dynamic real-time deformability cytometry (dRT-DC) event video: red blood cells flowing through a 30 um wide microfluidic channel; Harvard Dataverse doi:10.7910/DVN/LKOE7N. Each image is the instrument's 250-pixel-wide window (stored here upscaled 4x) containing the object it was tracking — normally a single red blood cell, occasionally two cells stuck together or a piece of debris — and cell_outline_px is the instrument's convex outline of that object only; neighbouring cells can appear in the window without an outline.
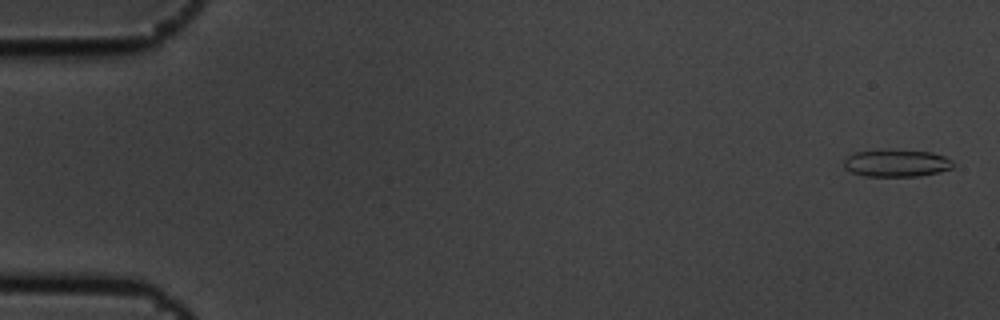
{"species": "common noctule bat (a hibernating species)", "species_latin": "Nyctalus noctula", "temperature_condition": "cold", "stored_images_in_passage": 15, "camera_frame_rate_fps": 3000, "um_per_image_px": 0.085, "animal": {"sex": "male", "body_mass_g": 19.5, "forearm_length_mm": 54.6}, "frame": {"image": 1, "passage_image": 1, "time_ms": 0.0, "image_size_px": [1000, 320], "cell_outline_px": [[952, 168], [940, 172], [920, 176], [864, 176], [852, 172], [844, 168], [844, 160], [848, 156], [856, 152], [880, 148], [932, 152], [944, 156], [952, 160]], "centroid_in_image_um": [76.18, 13.85], "position_along_channel_um": 8.8, "area_um2": 17.69}}
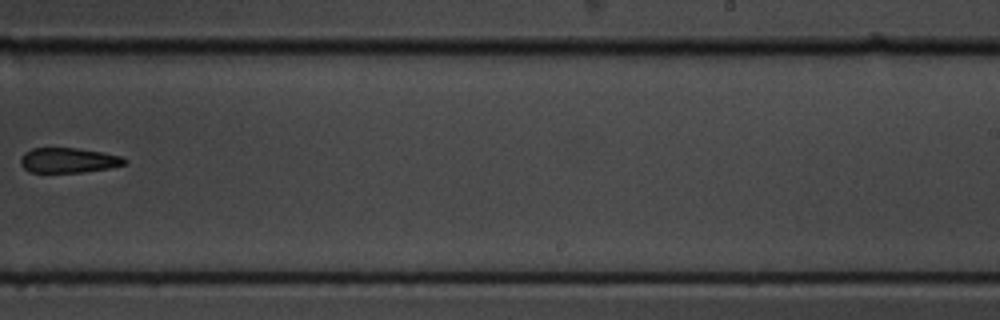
{"frame": {"image": 2, "passage_image": 10, "time_ms": 3.0, "image_size_px": [1000, 320], "cell_outline_px": [[128, 160], [124, 164], [108, 168], [84, 172], [28, 172], [20, 164], [20, 156], [24, 152], [32, 148], [76, 148], [104, 152], [120, 156]], "centroid_in_image_um": [5.78, 13.62], "position_along_channel_um": 283.2, "area_um2": 15.2}}
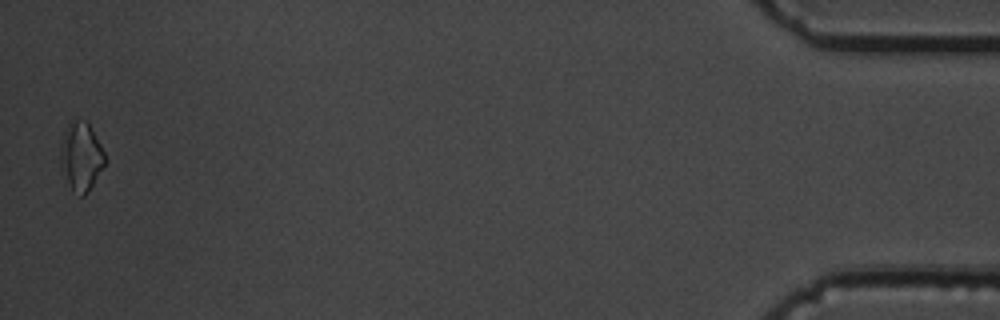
{"frame": {"image": 3, "passage_image": 15, "time_ms": 4.667, "image_size_px": [1000, 320], "cell_outline_px": [[104, 164], [92, 184], [84, 196], [80, 196], [72, 192], [60, 164], [60, 144], [64, 132], [68, 124], [76, 120], [88, 120], [104, 152]], "centroid_in_image_um": [6.86, 13.28], "position_along_channel_um": 428.3, "area_um2": 17.51}}